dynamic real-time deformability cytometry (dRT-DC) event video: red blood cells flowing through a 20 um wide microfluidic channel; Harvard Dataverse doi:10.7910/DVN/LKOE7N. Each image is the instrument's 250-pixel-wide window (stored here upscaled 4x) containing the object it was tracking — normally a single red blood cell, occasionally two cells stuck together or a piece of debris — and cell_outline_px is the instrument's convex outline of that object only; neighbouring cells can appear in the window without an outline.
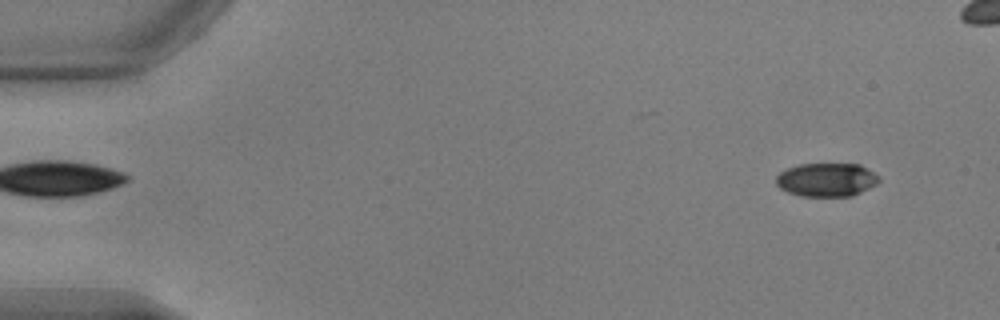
{"species": "common noctule bat (a hibernating species)", "species_latin": "Nyctalus noctula", "temperature_condition": "warm", "stored_images_in_passage": 11, "camera_frame_rate_fps": 3000, "um_per_image_px": 0.085, "animal": {"sex": "male", "body_mass_g": 17.9, "forearm_length_mm": 54.2}, "frame": {"image": 1, "passage_image": 4, "time_ms": 1.0, "image_size_px": [1000, 320], "cell_outline_px": [[880, 180], [876, 184], [852, 196], [800, 196], [788, 192], [780, 188], [776, 184], [776, 176], [780, 172], [796, 164], [860, 164], [868, 168], [880, 176]], "centroid_in_image_um": [70.26, 15.27], "position_along_channel_um": 14.7, "area_um2": 20.23}}